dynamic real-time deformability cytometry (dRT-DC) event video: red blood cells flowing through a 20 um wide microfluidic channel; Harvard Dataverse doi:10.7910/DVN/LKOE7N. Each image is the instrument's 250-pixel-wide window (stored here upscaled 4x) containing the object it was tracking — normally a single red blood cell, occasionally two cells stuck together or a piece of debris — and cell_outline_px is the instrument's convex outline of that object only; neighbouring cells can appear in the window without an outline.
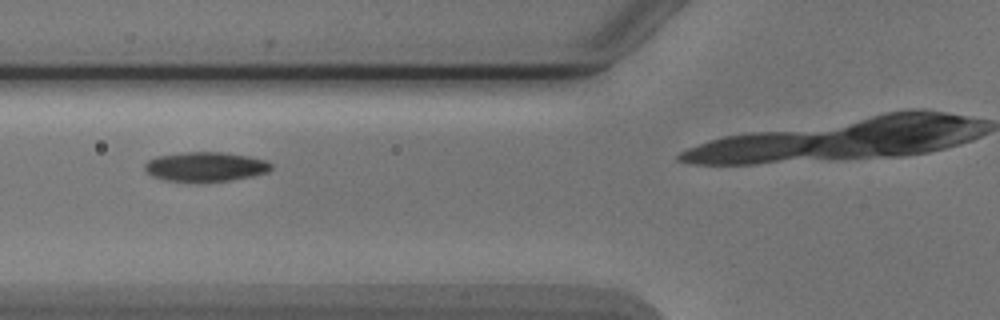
{"species": "Egyptian fruit bat (a non-hibernating species)", "species_latin": "Rousettus aegyptiacus", "temperature_condition": "cold", "stored_images_in_passage": 3, "camera_frame_rate_fps": 3000, "um_per_image_px": 0.085, "animal": {"sex": "male"}, "frame": {"image": 1, "passage_image": 2, "time_ms": 1.0, "image_size_px": [1000, 320], "cell_outline_px": [[272, 168], [268, 172], [252, 176], [228, 180], [168, 180], [152, 176], [144, 168], [144, 164], [148, 160], [156, 156], [184, 152], [220, 152], [248, 156], [264, 160], [272, 164]], "centroid_in_image_um": [17.46, 14.14], "position_along_channel_um": 108.3, "area_um2": 21.15}}